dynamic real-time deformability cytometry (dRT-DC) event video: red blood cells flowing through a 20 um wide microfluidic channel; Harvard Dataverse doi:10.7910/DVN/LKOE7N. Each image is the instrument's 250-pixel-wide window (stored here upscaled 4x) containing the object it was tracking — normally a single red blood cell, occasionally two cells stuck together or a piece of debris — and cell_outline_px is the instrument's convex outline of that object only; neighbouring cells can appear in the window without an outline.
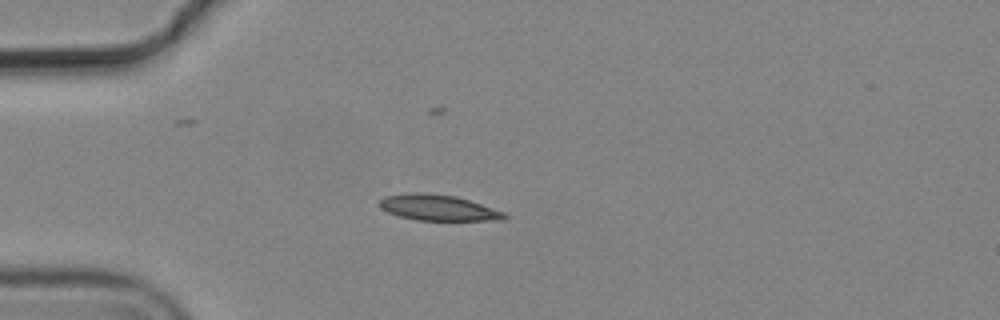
{"species": "common noctule bat (a hibernating species)", "species_latin": "Nyctalus noctula", "temperature_condition": "cold", "stored_images_in_passage": 6, "camera_frame_rate_fps": 3000, "um_per_image_px": 0.085, "animal": {"sex": "male", "body_mass_g": 19.2, "forearm_length_mm": 51.8}, "frame": {"image": 1, "passage_image": 3, "time_ms": 0.667, "image_size_px": [1000, 320], "cell_outline_px": [[508, 216], [504, 220], [416, 220], [400, 216], [388, 212], [380, 208], [380, 200], [384, 196], [408, 192], [420, 192], [456, 196], [504, 212]], "centroid_in_image_um": [37.21, 17.65], "position_along_channel_um": 47.8, "area_um2": 18.67}}
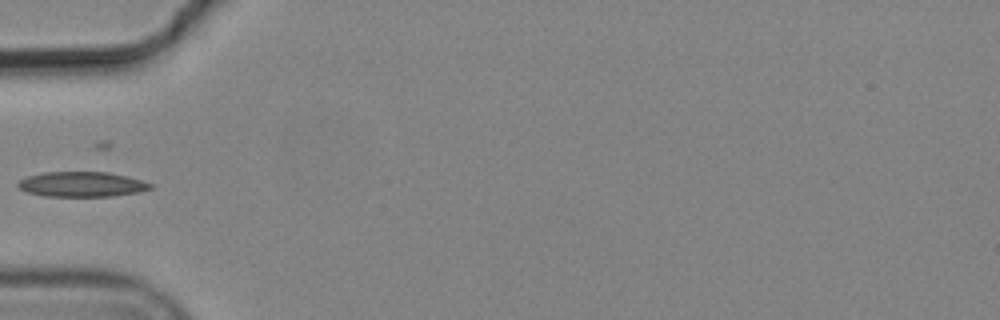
{"frame": {"image": 2, "passage_image": 4, "time_ms": 1.0, "image_size_px": [1000, 320], "cell_outline_px": [[152, 188], [140, 192], [112, 196], [44, 196], [28, 192], [20, 188], [16, 184], [20, 180], [28, 176], [44, 172], [108, 172], [128, 176], [152, 184]], "centroid_in_image_um": [6.97, 15.66], "position_along_channel_um": 78.0, "area_um2": 19.25}}
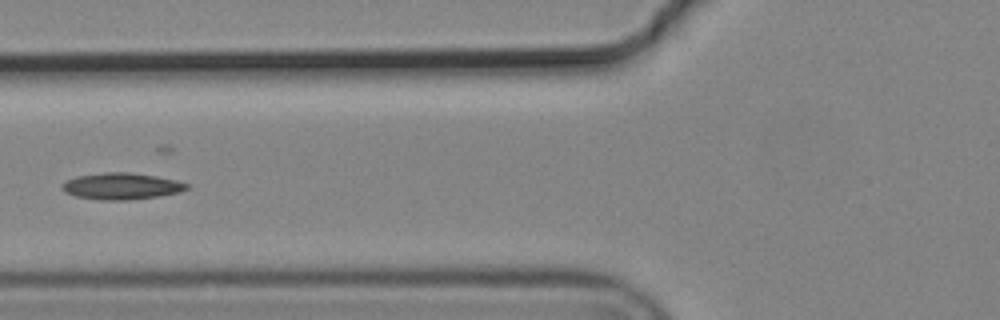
{"frame": {"image": 3, "passage_image": 5, "time_ms": 1.333, "image_size_px": [1000, 320], "cell_outline_px": [[188, 188], [180, 192], [160, 196], [128, 200], [100, 200], [76, 196], [64, 192], [60, 188], [60, 184], [64, 180], [76, 176], [104, 172], [128, 172], [156, 176], [176, 180], [188, 184]], "centroid_in_image_um": [10.27, 15.82], "position_along_channel_um": 115.5, "area_um2": 19.48}}